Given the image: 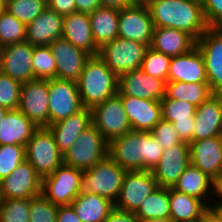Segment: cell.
Returning <instances> with one entry per match:
<instances>
[{
    "mask_svg": "<svg viewBox=\"0 0 222 222\" xmlns=\"http://www.w3.org/2000/svg\"><path fill=\"white\" fill-rule=\"evenodd\" d=\"M163 151L151 132L131 130L109 143L108 155L126 171H152Z\"/></svg>",
    "mask_w": 222,
    "mask_h": 222,
    "instance_id": "1",
    "label": "cell"
},
{
    "mask_svg": "<svg viewBox=\"0 0 222 222\" xmlns=\"http://www.w3.org/2000/svg\"><path fill=\"white\" fill-rule=\"evenodd\" d=\"M148 9L154 27L181 30L196 41L209 28L201 0H153Z\"/></svg>",
    "mask_w": 222,
    "mask_h": 222,
    "instance_id": "2",
    "label": "cell"
},
{
    "mask_svg": "<svg viewBox=\"0 0 222 222\" xmlns=\"http://www.w3.org/2000/svg\"><path fill=\"white\" fill-rule=\"evenodd\" d=\"M81 102L93 108L118 93V76L98 56H90L77 80Z\"/></svg>",
    "mask_w": 222,
    "mask_h": 222,
    "instance_id": "3",
    "label": "cell"
},
{
    "mask_svg": "<svg viewBox=\"0 0 222 222\" xmlns=\"http://www.w3.org/2000/svg\"><path fill=\"white\" fill-rule=\"evenodd\" d=\"M126 172L107 155L93 167L83 170L82 191L97 194L115 203Z\"/></svg>",
    "mask_w": 222,
    "mask_h": 222,
    "instance_id": "4",
    "label": "cell"
},
{
    "mask_svg": "<svg viewBox=\"0 0 222 222\" xmlns=\"http://www.w3.org/2000/svg\"><path fill=\"white\" fill-rule=\"evenodd\" d=\"M109 143L92 124L83 130L74 144L63 155V163L87 170L108 155Z\"/></svg>",
    "mask_w": 222,
    "mask_h": 222,
    "instance_id": "5",
    "label": "cell"
},
{
    "mask_svg": "<svg viewBox=\"0 0 222 222\" xmlns=\"http://www.w3.org/2000/svg\"><path fill=\"white\" fill-rule=\"evenodd\" d=\"M26 160L43 179L63 164L54 135L48 127H39L25 146Z\"/></svg>",
    "mask_w": 222,
    "mask_h": 222,
    "instance_id": "6",
    "label": "cell"
},
{
    "mask_svg": "<svg viewBox=\"0 0 222 222\" xmlns=\"http://www.w3.org/2000/svg\"><path fill=\"white\" fill-rule=\"evenodd\" d=\"M147 48L146 44L117 37L103 44L98 56L111 71L120 76L140 69Z\"/></svg>",
    "mask_w": 222,
    "mask_h": 222,
    "instance_id": "7",
    "label": "cell"
},
{
    "mask_svg": "<svg viewBox=\"0 0 222 222\" xmlns=\"http://www.w3.org/2000/svg\"><path fill=\"white\" fill-rule=\"evenodd\" d=\"M83 170L60 165L42 179V194L57 206L70 205L82 191Z\"/></svg>",
    "mask_w": 222,
    "mask_h": 222,
    "instance_id": "8",
    "label": "cell"
},
{
    "mask_svg": "<svg viewBox=\"0 0 222 222\" xmlns=\"http://www.w3.org/2000/svg\"><path fill=\"white\" fill-rule=\"evenodd\" d=\"M92 122L108 143L132 130L118 93L92 108Z\"/></svg>",
    "mask_w": 222,
    "mask_h": 222,
    "instance_id": "9",
    "label": "cell"
},
{
    "mask_svg": "<svg viewBox=\"0 0 222 222\" xmlns=\"http://www.w3.org/2000/svg\"><path fill=\"white\" fill-rule=\"evenodd\" d=\"M49 125L65 119L84 107L78 91L77 81L48 79Z\"/></svg>",
    "mask_w": 222,
    "mask_h": 222,
    "instance_id": "10",
    "label": "cell"
},
{
    "mask_svg": "<svg viewBox=\"0 0 222 222\" xmlns=\"http://www.w3.org/2000/svg\"><path fill=\"white\" fill-rule=\"evenodd\" d=\"M158 187L152 171H127L114 208L135 213Z\"/></svg>",
    "mask_w": 222,
    "mask_h": 222,
    "instance_id": "11",
    "label": "cell"
},
{
    "mask_svg": "<svg viewBox=\"0 0 222 222\" xmlns=\"http://www.w3.org/2000/svg\"><path fill=\"white\" fill-rule=\"evenodd\" d=\"M18 109L38 127H48V79H34L22 84Z\"/></svg>",
    "mask_w": 222,
    "mask_h": 222,
    "instance_id": "12",
    "label": "cell"
},
{
    "mask_svg": "<svg viewBox=\"0 0 222 222\" xmlns=\"http://www.w3.org/2000/svg\"><path fill=\"white\" fill-rule=\"evenodd\" d=\"M213 94L222 95V28H208L196 41Z\"/></svg>",
    "mask_w": 222,
    "mask_h": 222,
    "instance_id": "13",
    "label": "cell"
},
{
    "mask_svg": "<svg viewBox=\"0 0 222 222\" xmlns=\"http://www.w3.org/2000/svg\"><path fill=\"white\" fill-rule=\"evenodd\" d=\"M42 192V178L25 160L0 181V199H30Z\"/></svg>",
    "mask_w": 222,
    "mask_h": 222,
    "instance_id": "14",
    "label": "cell"
},
{
    "mask_svg": "<svg viewBox=\"0 0 222 222\" xmlns=\"http://www.w3.org/2000/svg\"><path fill=\"white\" fill-rule=\"evenodd\" d=\"M34 46L27 41L5 45L0 48V71L21 84L34 80Z\"/></svg>",
    "mask_w": 222,
    "mask_h": 222,
    "instance_id": "15",
    "label": "cell"
},
{
    "mask_svg": "<svg viewBox=\"0 0 222 222\" xmlns=\"http://www.w3.org/2000/svg\"><path fill=\"white\" fill-rule=\"evenodd\" d=\"M190 164L214 182L222 178V136L191 141Z\"/></svg>",
    "mask_w": 222,
    "mask_h": 222,
    "instance_id": "16",
    "label": "cell"
},
{
    "mask_svg": "<svg viewBox=\"0 0 222 222\" xmlns=\"http://www.w3.org/2000/svg\"><path fill=\"white\" fill-rule=\"evenodd\" d=\"M154 24L146 7L128 6L119 10L118 37L146 44L152 43Z\"/></svg>",
    "mask_w": 222,
    "mask_h": 222,
    "instance_id": "17",
    "label": "cell"
},
{
    "mask_svg": "<svg viewBox=\"0 0 222 222\" xmlns=\"http://www.w3.org/2000/svg\"><path fill=\"white\" fill-rule=\"evenodd\" d=\"M189 165V143L182 141L178 145L164 149L152 173L158 186L170 188L179 180V177Z\"/></svg>",
    "mask_w": 222,
    "mask_h": 222,
    "instance_id": "18",
    "label": "cell"
},
{
    "mask_svg": "<svg viewBox=\"0 0 222 222\" xmlns=\"http://www.w3.org/2000/svg\"><path fill=\"white\" fill-rule=\"evenodd\" d=\"M166 82L152 77L141 69L118 76V94L161 101L165 97Z\"/></svg>",
    "mask_w": 222,
    "mask_h": 222,
    "instance_id": "19",
    "label": "cell"
},
{
    "mask_svg": "<svg viewBox=\"0 0 222 222\" xmlns=\"http://www.w3.org/2000/svg\"><path fill=\"white\" fill-rule=\"evenodd\" d=\"M49 48L56 62V78L77 81L90 55L63 37L52 41Z\"/></svg>",
    "mask_w": 222,
    "mask_h": 222,
    "instance_id": "20",
    "label": "cell"
},
{
    "mask_svg": "<svg viewBox=\"0 0 222 222\" xmlns=\"http://www.w3.org/2000/svg\"><path fill=\"white\" fill-rule=\"evenodd\" d=\"M132 131L150 132L162 119L160 101L121 96Z\"/></svg>",
    "mask_w": 222,
    "mask_h": 222,
    "instance_id": "21",
    "label": "cell"
},
{
    "mask_svg": "<svg viewBox=\"0 0 222 222\" xmlns=\"http://www.w3.org/2000/svg\"><path fill=\"white\" fill-rule=\"evenodd\" d=\"M208 83L203 56L195 46L189 52L171 57L168 82Z\"/></svg>",
    "mask_w": 222,
    "mask_h": 222,
    "instance_id": "22",
    "label": "cell"
},
{
    "mask_svg": "<svg viewBox=\"0 0 222 222\" xmlns=\"http://www.w3.org/2000/svg\"><path fill=\"white\" fill-rule=\"evenodd\" d=\"M162 119L173 124L177 135L183 142L193 141V130L195 127L196 107L192 103L168 99L164 97L161 101Z\"/></svg>",
    "mask_w": 222,
    "mask_h": 222,
    "instance_id": "23",
    "label": "cell"
},
{
    "mask_svg": "<svg viewBox=\"0 0 222 222\" xmlns=\"http://www.w3.org/2000/svg\"><path fill=\"white\" fill-rule=\"evenodd\" d=\"M193 141L222 136V95L214 94L196 107Z\"/></svg>",
    "mask_w": 222,
    "mask_h": 222,
    "instance_id": "24",
    "label": "cell"
},
{
    "mask_svg": "<svg viewBox=\"0 0 222 222\" xmlns=\"http://www.w3.org/2000/svg\"><path fill=\"white\" fill-rule=\"evenodd\" d=\"M64 16L46 9L31 23L26 25L25 41L35 46H46L63 36Z\"/></svg>",
    "mask_w": 222,
    "mask_h": 222,
    "instance_id": "25",
    "label": "cell"
},
{
    "mask_svg": "<svg viewBox=\"0 0 222 222\" xmlns=\"http://www.w3.org/2000/svg\"><path fill=\"white\" fill-rule=\"evenodd\" d=\"M92 124V109L84 107L79 112L49 125L48 128L54 135L59 151L64 155L80 133Z\"/></svg>",
    "mask_w": 222,
    "mask_h": 222,
    "instance_id": "26",
    "label": "cell"
},
{
    "mask_svg": "<svg viewBox=\"0 0 222 222\" xmlns=\"http://www.w3.org/2000/svg\"><path fill=\"white\" fill-rule=\"evenodd\" d=\"M62 37L90 56L98 55L88 13L76 11L64 16Z\"/></svg>",
    "mask_w": 222,
    "mask_h": 222,
    "instance_id": "27",
    "label": "cell"
},
{
    "mask_svg": "<svg viewBox=\"0 0 222 222\" xmlns=\"http://www.w3.org/2000/svg\"><path fill=\"white\" fill-rule=\"evenodd\" d=\"M38 128L19 109L8 110L0 124V145L26 146Z\"/></svg>",
    "mask_w": 222,
    "mask_h": 222,
    "instance_id": "28",
    "label": "cell"
},
{
    "mask_svg": "<svg viewBox=\"0 0 222 222\" xmlns=\"http://www.w3.org/2000/svg\"><path fill=\"white\" fill-rule=\"evenodd\" d=\"M172 188L202 200L208 207L213 205L215 182L192 164L184 170Z\"/></svg>",
    "mask_w": 222,
    "mask_h": 222,
    "instance_id": "29",
    "label": "cell"
},
{
    "mask_svg": "<svg viewBox=\"0 0 222 222\" xmlns=\"http://www.w3.org/2000/svg\"><path fill=\"white\" fill-rule=\"evenodd\" d=\"M196 46V40L188 33L167 27H154L152 43L154 50L169 57L189 52Z\"/></svg>",
    "mask_w": 222,
    "mask_h": 222,
    "instance_id": "30",
    "label": "cell"
},
{
    "mask_svg": "<svg viewBox=\"0 0 222 222\" xmlns=\"http://www.w3.org/2000/svg\"><path fill=\"white\" fill-rule=\"evenodd\" d=\"M170 218L174 222H202L209 208L202 200L169 188Z\"/></svg>",
    "mask_w": 222,
    "mask_h": 222,
    "instance_id": "31",
    "label": "cell"
},
{
    "mask_svg": "<svg viewBox=\"0 0 222 222\" xmlns=\"http://www.w3.org/2000/svg\"><path fill=\"white\" fill-rule=\"evenodd\" d=\"M82 222H104L114 203L94 193L83 192L70 204Z\"/></svg>",
    "mask_w": 222,
    "mask_h": 222,
    "instance_id": "32",
    "label": "cell"
},
{
    "mask_svg": "<svg viewBox=\"0 0 222 222\" xmlns=\"http://www.w3.org/2000/svg\"><path fill=\"white\" fill-rule=\"evenodd\" d=\"M89 19L93 39L99 48L118 37V9L100 6L89 13Z\"/></svg>",
    "mask_w": 222,
    "mask_h": 222,
    "instance_id": "33",
    "label": "cell"
},
{
    "mask_svg": "<svg viewBox=\"0 0 222 222\" xmlns=\"http://www.w3.org/2000/svg\"><path fill=\"white\" fill-rule=\"evenodd\" d=\"M212 95L214 94L208 83H186L182 81L166 83L165 97L168 99L182 100L199 106Z\"/></svg>",
    "mask_w": 222,
    "mask_h": 222,
    "instance_id": "34",
    "label": "cell"
},
{
    "mask_svg": "<svg viewBox=\"0 0 222 222\" xmlns=\"http://www.w3.org/2000/svg\"><path fill=\"white\" fill-rule=\"evenodd\" d=\"M134 214L141 220L170 218L169 188L159 186Z\"/></svg>",
    "mask_w": 222,
    "mask_h": 222,
    "instance_id": "35",
    "label": "cell"
},
{
    "mask_svg": "<svg viewBox=\"0 0 222 222\" xmlns=\"http://www.w3.org/2000/svg\"><path fill=\"white\" fill-rule=\"evenodd\" d=\"M47 7L42 0H4L3 9L25 25L35 20Z\"/></svg>",
    "mask_w": 222,
    "mask_h": 222,
    "instance_id": "36",
    "label": "cell"
},
{
    "mask_svg": "<svg viewBox=\"0 0 222 222\" xmlns=\"http://www.w3.org/2000/svg\"><path fill=\"white\" fill-rule=\"evenodd\" d=\"M26 25L8 13L5 9L0 11V48L25 41Z\"/></svg>",
    "mask_w": 222,
    "mask_h": 222,
    "instance_id": "37",
    "label": "cell"
},
{
    "mask_svg": "<svg viewBox=\"0 0 222 222\" xmlns=\"http://www.w3.org/2000/svg\"><path fill=\"white\" fill-rule=\"evenodd\" d=\"M171 57L158 52L151 48H147L140 69L158 79L168 82V71Z\"/></svg>",
    "mask_w": 222,
    "mask_h": 222,
    "instance_id": "38",
    "label": "cell"
},
{
    "mask_svg": "<svg viewBox=\"0 0 222 222\" xmlns=\"http://www.w3.org/2000/svg\"><path fill=\"white\" fill-rule=\"evenodd\" d=\"M32 67L35 79L56 78V62L49 45L34 47Z\"/></svg>",
    "mask_w": 222,
    "mask_h": 222,
    "instance_id": "39",
    "label": "cell"
},
{
    "mask_svg": "<svg viewBox=\"0 0 222 222\" xmlns=\"http://www.w3.org/2000/svg\"><path fill=\"white\" fill-rule=\"evenodd\" d=\"M30 199H0V222H29Z\"/></svg>",
    "mask_w": 222,
    "mask_h": 222,
    "instance_id": "40",
    "label": "cell"
},
{
    "mask_svg": "<svg viewBox=\"0 0 222 222\" xmlns=\"http://www.w3.org/2000/svg\"><path fill=\"white\" fill-rule=\"evenodd\" d=\"M25 160V146L20 144L0 145V181L9 176Z\"/></svg>",
    "mask_w": 222,
    "mask_h": 222,
    "instance_id": "41",
    "label": "cell"
},
{
    "mask_svg": "<svg viewBox=\"0 0 222 222\" xmlns=\"http://www.w3.org/2000/svg\"><path fill=\"white\" fill-rule=\"evenodd\" d=\"M29 222H56L58 206L52 204L42 193L30 198Z\"/></svg>",
    "mask_w": 222,
    "mask_h": 222,
    "instance_id": "42",
    "label": "cell"
},
{
    "mask_svg": "<svg viewBox=\"0 0 222 222\" xmlns=\"http://www.w3.org/2000/svg\"><path fill=\"white\" fill-rule=\"evenodd\" d=\"M21 83L0 71V106L7 110L18 109Z\"/></svg>",
    "mask_w": 222,
    "mask_h": 222,
    "instance_id": "43",
    "label": "cell"
},
{
    "mask_svg": "<svg viewBox=\"0 0 222 222\" xmlns=\"http://www.w3.org/2000/svg\"><path fill=\"white\" fill-rule=\"evenodd\" d=\"M150 132L152 133V136L162 146L163 150L178 145L182 142V140L177 135L173 124L163 119H161Z\"/></svg>",
    "mask_w": 222,
    "mask_h": 222,
    "instance_id": "44",
    "label": "cell"
},
{
    "mask_svg": "<svg viewBox=\"0 0 222 222\" xmlns=\"http://www.w3.org/2000/svg\"><path fill=\"white\" fill-rule=\"evenodd\" d=\"M209 28H222V0H201Z\"/></svg>",
    "mask_w": 222,
    "mask_h": 222,
    "instance_id": "45",
    "label": "cell"
},
{
    "mask_svg": "<svg viewBox=\"0 0 222 222\" xmlns=\"http://www.w3.org/2000/svg\"><path fill=\"white\" fill-rule=\"evenodd\" d=\"M47 6L62 16L76 12L75 0H49Z\"/></svg>",
    "mask_w": 222,
    "mask_h": 222,
    "instance_id": "46",
    "label": "cell"
},
{
    "mask_svg": "<svg viewBox=\"0 0 222 222\" xmlns=\"http://www.w3.org/2000/svg\"><path fill=\"white\" fill-rule=\"evenodd\" d=\"M140 219L131 212L114 208L104 222H139Z\"/></svg>",
    "mask_w": 222,
    "mask_h": 222,
    "instance_id": "47",
    "label": "cell"
},
{
    "mask_svg": "<svg viewBox=\"0 0 222 222\" xmlns=\"http://www.w3.org/2000/svg\"><path fill=\"white\" fill-rule=\"evenodd\" d=\"M56 222H82L71 205L58 206Z\"/></svg>",
    "mask_w": 222,
    "mask_h": 222,
    "instance_id": "48",
    "label": "cell"
},
{
    "mask_svg": "<svg viewBox=\"0 0 222 222\" xmlns=\"http://www.w3.org/2000/svg\"><path fill=\"white\" fill-rule=\"evenodd\" d=\"M76 11L83 13H91L101 6L100 0H75Z\"/></svg>",
    "mask_w": 222,
    "mask_h": 222,
    "instance_id": "49",
    "label": "cell"
},
{
    "mask_svg": "<svg viewBox=\"0 0 222 222\" xmlns=\"http://www.w3.org/2000/svg\"><path fill=\"white\" fill-rule=\"evenodd\" d=\"M214 197L215 200L212 207L214 209H222V178L215 182Z\"/></svg>",
    "mask_w": 222,
    "mask_h": 222,
    "instance_id": "50",
    "label": "cell"
},
{
    "mask_svg": "<svg viewBox=\"0 0 222 222\" xmlns=\"http://www.w3.org/2000/svg\"><path fill=\"white\" fill-rule=\"evenodd\" d=\"M202 222H222V214L213 207H209L205 212Z\"/></svg>",
    "mask_w": 222,
    "mask_h": 222,
    "instance_id": "51",
    "label": "cell"
},
{
    "mask_svg": "<svg viewBox=\"0 0 222 222\" xmlns=\"http://www.w3.org/2000/svg\"><path fill=\"white\" fill-rule=\"evenodd\" d=\"M101 6L121 10L129 6L128 0H100Z\"/></svg>",
    "mask_w": 222,
    "mask_h": 222,
    "instance_id": "52",
    "label": "cell"
},
{
    "mask_svg": "<svg viewBox=\"0 0 222 222\" xmlns=\"http://www.w3.org/2000/svg\"><path fill=\"white\" fill-rule=\"evenodd\" d=\"M153 0H128L129 6L146 7L151 5Z\"/></svg>",
    "mask_w": 222,
    "mask_h": 222,
    "instance_id": "53",
    "label": "cell"
},
{
    "mask_svg": "<svg viewBox=\"0 0 222 222\" xmlns=\"http://www.w3.org/2000/svg\"><path fill=\"white\" fill-rule=\"evenodd\" d=\"M139 222H174L171 218H154V219H147L141 220Z\"/></svg>",
    "mask_w": 222,
    "mask_h": 222,
    "instance_id": "54",
    "label": "cell"
},
{
    "mask_svg": "<svg viewBox=\"0 0 222 222\" xmlns=\"http://www.w3.org/2000/svg\"><path fill=\"white\" fill-rule=\"evenodd\" d=\"M8 110L2 106H0V124L5 117V114Z\"/></svg>",
    "mask_w": 222,
    "mask_h": 222,
    "instance_id": "55",
    "label": "cell"
},
{
    "mask_svg": "<svg viewBox=\"0 0 222 222\" xmlns=\"http://www.w3.org/2000/svg\"><path fill=\"white\" fill-rule=\"evenodd\" d=\"M4 6V0H0V11L3 9Z\"/></svg>",
    "mask_w": 222,
    "mask_h": 222,
    "instance_id": "56",
    "label": "cell"
},
{
    "mask_svg": "<svg viewBox=\"0 0 222 222\" xmlns=\"http://www.w3.org/2000/svg\"><path fill=\"white\" fill-rule=\"evenodd\" d=\"M216 211H219L222 214V209H215Z\"/></svg>",
    "mask_w": 222,
    "mask_h": 222,
    "instance_id": "57",
    "label": "cell"
}]
</instances>
